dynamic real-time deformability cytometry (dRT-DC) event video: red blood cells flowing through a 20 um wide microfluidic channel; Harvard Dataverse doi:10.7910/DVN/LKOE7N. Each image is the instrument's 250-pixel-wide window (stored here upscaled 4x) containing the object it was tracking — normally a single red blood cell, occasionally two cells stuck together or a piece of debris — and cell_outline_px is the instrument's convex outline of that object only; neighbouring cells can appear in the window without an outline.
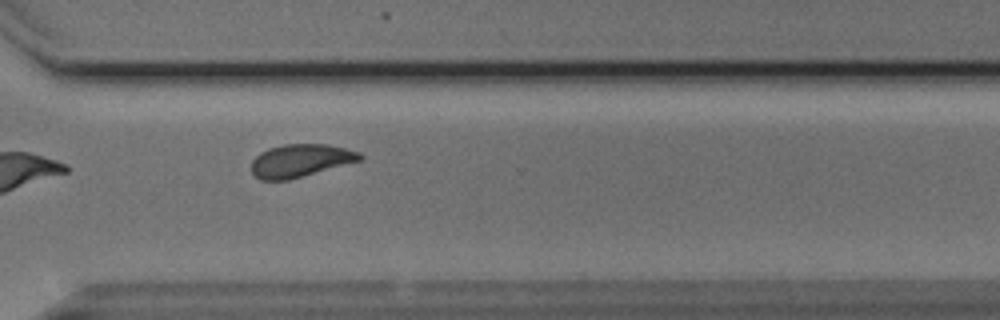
{"species": "Egyptian fruit bat (a non-hibernating species)", "species_latin": "Rousettus aegyptiacus", "temperature_condition": "cold", "stored_images_in_passage": 14, "camera_frame_rate_fps": 3000, "um_per_image_px": 0.085, "animal": {"sex": "male"}, "frame": {"image": 1, "passage_image": 14, "time_ms": 4.333, "image_size_px": [1000, 320], "cell_outline_px": [[364, 156], [360, 160], [288, 180], [260, 180], [252, 172], [252, 160], [260, 152], [268, 148], [284, 144], [328, 144], [360, 152]], "centroid_in_image_um": [25.51, 13.64], "position_along_channel_um": 345.1, "area_um2": 20.58}}